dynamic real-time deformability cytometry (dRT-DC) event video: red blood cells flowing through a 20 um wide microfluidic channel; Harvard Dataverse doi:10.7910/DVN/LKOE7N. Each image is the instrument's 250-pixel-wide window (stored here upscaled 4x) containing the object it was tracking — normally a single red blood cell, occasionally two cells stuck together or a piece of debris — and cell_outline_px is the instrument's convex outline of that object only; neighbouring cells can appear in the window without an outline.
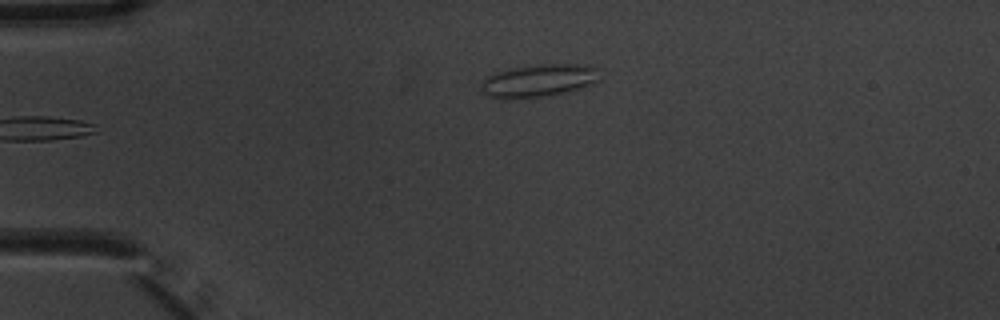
{"species": "common noctule bat (a hibernating species)", "species_latin": "Nyctalus noctula", "temperature_condition": "warm", "stored_images_in_passage": 5, "segment_of_instrument_passage": [2, 2], "camera_frame_rate_fps": 3000, "um_per_image_px": 0.085, "animal": {"sex": "male", "body_mass_g": 20.1, "forearm_length_mm": 53.5}, "frame": {"image": 1, "passage_image": 5, "time_ms": 1.333, "image_size_px": [1000, 320], "cell_outline_px": [[596, 80], [588, 84], [564, 92], [520, 100], [488, 96], [480, 92], [480, 84], [484, 76], [492, 72], [512, 68], [544, 64], [588, 64], [596, 68]], "centroid_in_image_um": [45.63, 6.85], "position_along_channel_um": 39.4, "area_um2": 22.48}}